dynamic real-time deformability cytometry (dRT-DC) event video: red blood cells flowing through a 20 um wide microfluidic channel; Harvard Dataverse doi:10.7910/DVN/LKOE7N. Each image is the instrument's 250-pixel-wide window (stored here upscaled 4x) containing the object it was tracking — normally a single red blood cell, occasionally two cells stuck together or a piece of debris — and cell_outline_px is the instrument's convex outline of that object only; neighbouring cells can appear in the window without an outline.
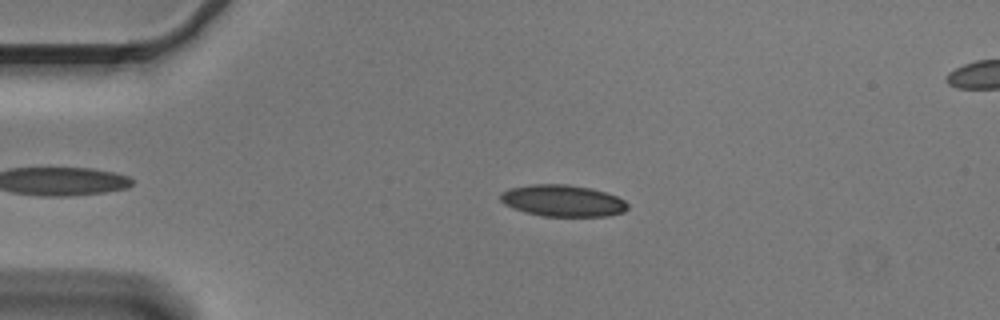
{"species": "Egyptian fruit bat (a non-hibernating species)", "species_latin": "Rousettus aegyptiacus", "temperature_condition": "cold", "stored_images_in_passage": 11, "camera_frame_rate_fps": 3000, "um_per_image_px": 0.085, "animal": {"sex": "male"}, "frame": {"image": 1, "passage_image": 5, "time_ms": 1.333, "image_size_px": [1000, 320], "cell_outline_px": [[628, 208], [624, 212], [608, 216], [544, 216], [524, 212], [512, 208], [504, 204], [500, 200], [500, 192], [508, 188], [532, 184], [568, 184], [592, 188], [616, 196], [624, 200], [628, 204]], "centroid_in_image_um": [47.81, 17.05], "position_along_channel_um": 37.2, "area_um2": 23.64}}